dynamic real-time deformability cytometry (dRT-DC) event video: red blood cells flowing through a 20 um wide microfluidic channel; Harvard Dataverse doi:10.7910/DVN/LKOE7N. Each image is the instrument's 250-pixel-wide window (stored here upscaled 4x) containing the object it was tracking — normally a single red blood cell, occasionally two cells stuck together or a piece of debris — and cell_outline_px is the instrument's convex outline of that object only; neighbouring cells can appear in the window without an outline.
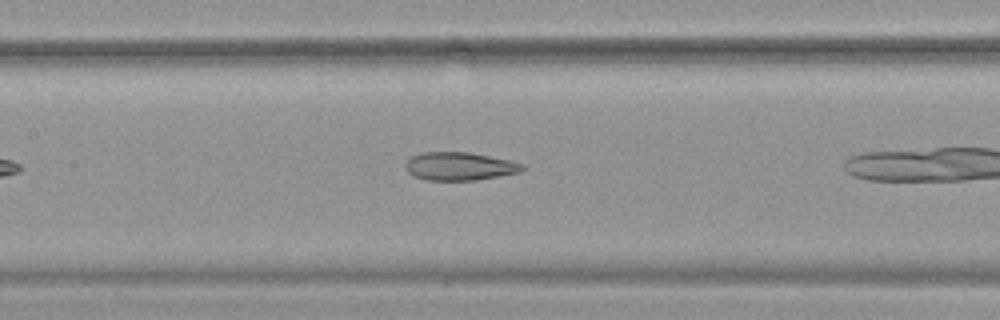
{"species": "common noctule bat (a hibernating species)", "species_latin": "Nyctalus noctula", "temperature_condition": "warm", "stored_images_in_passage": 31, "camera_frame_rate_fps": 3000, "um_per_image_px": 0.085, "animal": {"sex": "female", "body_mass_g": 19.9}, "frame": {"image": 1, "passage_image": 14, "time_ms": 4.333, "image_size_px": [1000, 320], "cell_outline_px": [[528, 168], [520, 172], [500, 176], [476, 180], [428, 180], [412, 176], [404, 168], [404, 164], [412, 156], [424, 152], [468, 152], [512, 160], [524, 164]], "centroid_in_image_um": [39.1, 14.13], "position_along_channel_um": 168.3, "area_um2": 19.42}}